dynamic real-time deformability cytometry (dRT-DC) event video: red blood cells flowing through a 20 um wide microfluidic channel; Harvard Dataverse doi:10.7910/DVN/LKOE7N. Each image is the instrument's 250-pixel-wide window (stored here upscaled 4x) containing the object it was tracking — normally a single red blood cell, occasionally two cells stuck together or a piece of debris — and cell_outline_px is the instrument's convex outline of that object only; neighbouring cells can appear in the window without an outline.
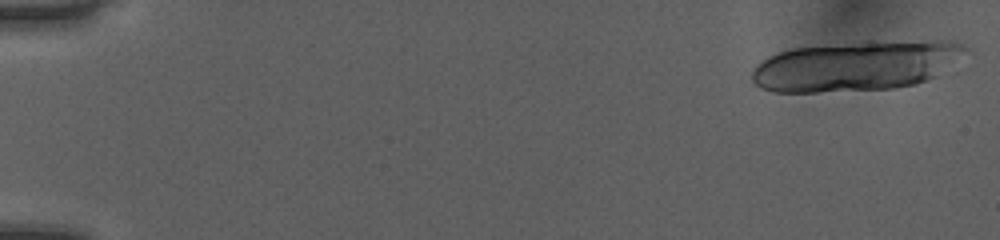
{"species": "human", "species_latin": "Homo sapiens", "temperature_condition": "room temperature", "stored_images_in_passage": 19, "camera_frame_rate_fps": 3000, "um_per_image_px": 0.085, "donor": {"sex": "female"}, "frame": {"image": 1, "passage_image": 1, "time_ms": 0.0, "image_size_px": [1000, 240], "cell_outline_px": [[972, 52], [936, 76], [916, 84], [892, 88], [816, 92], [776, 92], [760, 88], [752, 80], [752, 68], [756, 64], [768, 56], [792, 48], [852, 44], [932, 40], [948, 40], [964, 44]], "centroid_in_image_um": [72.82, 5.61], "position_along_channel_um": 12.2, "area_um2": 61.79}}